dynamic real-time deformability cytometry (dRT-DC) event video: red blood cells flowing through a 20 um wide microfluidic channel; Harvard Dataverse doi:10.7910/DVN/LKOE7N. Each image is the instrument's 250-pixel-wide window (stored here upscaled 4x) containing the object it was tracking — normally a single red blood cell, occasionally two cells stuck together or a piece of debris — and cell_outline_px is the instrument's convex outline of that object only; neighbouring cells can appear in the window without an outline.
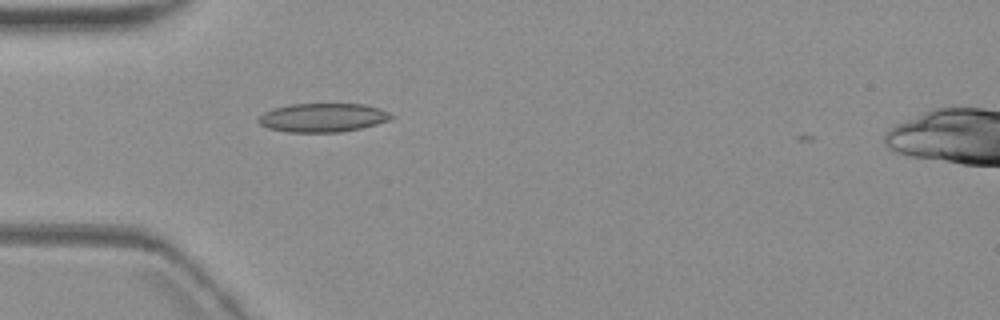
{"species": "common noctule bat (a hibernating species)", "species_latin": "Nyctalus noctula", "temperature_condition": "warm", "stored_images_in_passage": 5, "camera_frame_rate_fps": 3000, "um_per_image_px": 0.085, "animal": {"sex": "female", "body_mass_g": 19.3, "forearm_length_mm": 54.1}, "frame": {"image": 1, "passage_image": 5, "time_ms": 4.667, "image_size_px": [1000, 320], "cell_outline_px": [[396, 116], [388, 120], [376, 124], [360, 128], [340, 132], [288, 132], [268, 128], [260, 124], [256, 120], [264, 112], [288, 104], [364, 104], [380, 108]], "centroid_in_image_um": [27.44, 9.99], "position_along_channel_um": 57.6, "area_um2": 22.2}}